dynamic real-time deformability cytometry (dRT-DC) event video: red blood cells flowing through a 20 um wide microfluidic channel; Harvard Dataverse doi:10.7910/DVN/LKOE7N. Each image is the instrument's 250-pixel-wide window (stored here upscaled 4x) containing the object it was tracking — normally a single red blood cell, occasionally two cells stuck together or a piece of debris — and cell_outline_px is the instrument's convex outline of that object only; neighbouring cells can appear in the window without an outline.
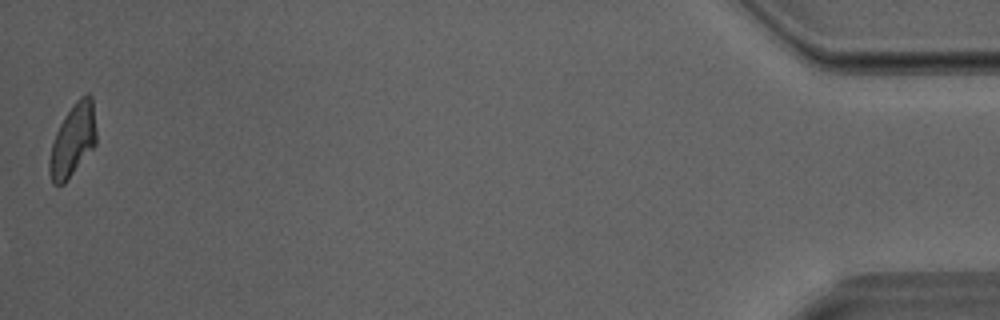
{"species": "Egyptian fruit bat (a non-hibernating species)", "species_latin": "Rousettus aegyptiacus", "temperature_condition": "room temperature", "stored_images_in_passage": 29, "camera_frame_rate_fps": 3000, "um_per_image_px": 0.085, "animal": {"sex": "male"}, "frame": {"image": 1, "passage_image": 29, "time_ms": 9.333, "image_size_px": [1000, 320], "cell_outline_px": [[96, 144], [64, 184], [52, 184], [48, 168], [48, 160], [52, 144], [56, 132], [64, 116], [76, 100], [80, 96], [88, 92], [92, 96], [96, 132]], "centroid_in_image_um": [6.19, 11.9], "position_along_channel_um": 429.0, "area_um2": 19.77}}